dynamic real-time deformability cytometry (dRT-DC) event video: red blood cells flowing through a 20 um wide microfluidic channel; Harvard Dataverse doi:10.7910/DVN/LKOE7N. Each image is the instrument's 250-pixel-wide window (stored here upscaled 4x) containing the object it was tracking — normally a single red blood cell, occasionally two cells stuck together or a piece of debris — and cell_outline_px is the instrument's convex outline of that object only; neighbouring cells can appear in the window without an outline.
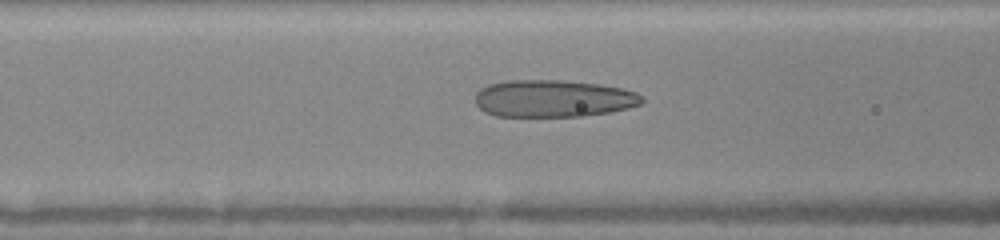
{"species": "human", "species_latin": "Homo sapiens", "temperature_condition": "warm", "stored_images_in_passage": 19, "camera_frame_rate_fps": 3000, "um_per_image_px": 0.085, "donor": {"sex": "female"}, "frame": {"image": 1, "passage_image": 11, "time_ms": 4.0, "image_size_px": [1000, 240], "cell_outline_px": [[644, 100], [640, 104], [628, 108], [612, 112], [584, 116], [496, 116], [484, 112], [476, 104], [476, 92], [480, 88], [488, 84], [508, 80], [564, 80], [600, 84], [620, 88], [636, 92]], "centroid_in_image_um": [47.01, 8.37], "position_along_channel_um": 119.6, "area_um2": 36.3}}
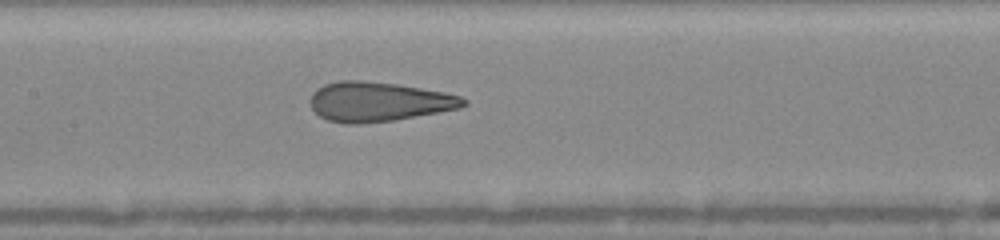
{"frame": {"image": 2, "passage_image": 14, "time_ms": 5.333, "image_size_px": [1000, 240], "cell_outline_px": [[468, 104], [460, 108], [392, 120], [356, 124], [344, 124], [328, 120], [320, 116], [312, 108], [312, 92], [316, 88], [324, 84], [340, 80], [364, 80], [396, 84], [444, 92], [460, 96], [468, 100]], "centroid_in_image_um": [32.17, 8.63], "position_along_channel_um": 175.2, "area_um2": 35.08}}
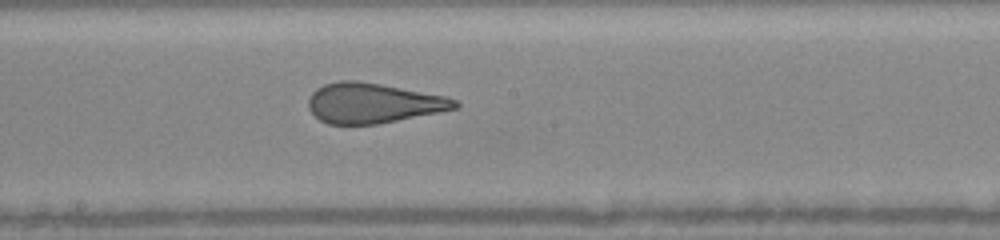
{"frame": {"image": 3, "passage_image": 16, "time_ms": 6.333, "image_size_px": [1000, 240], "cell_outline_px": [[460, 104], [456, 108], [440, 112], [376, 124], [328, 124], [320, 120], [308, 108], [308, 100], [312, 92], [316, 88], [324, 84], [340, 80], [356, 80], [380, 84], [448, 96], [456, 100]], "centroid_in_image_um": [31.71, 8.75], "position_along_channel_um": 216.5, "area_um2": 34.16}}